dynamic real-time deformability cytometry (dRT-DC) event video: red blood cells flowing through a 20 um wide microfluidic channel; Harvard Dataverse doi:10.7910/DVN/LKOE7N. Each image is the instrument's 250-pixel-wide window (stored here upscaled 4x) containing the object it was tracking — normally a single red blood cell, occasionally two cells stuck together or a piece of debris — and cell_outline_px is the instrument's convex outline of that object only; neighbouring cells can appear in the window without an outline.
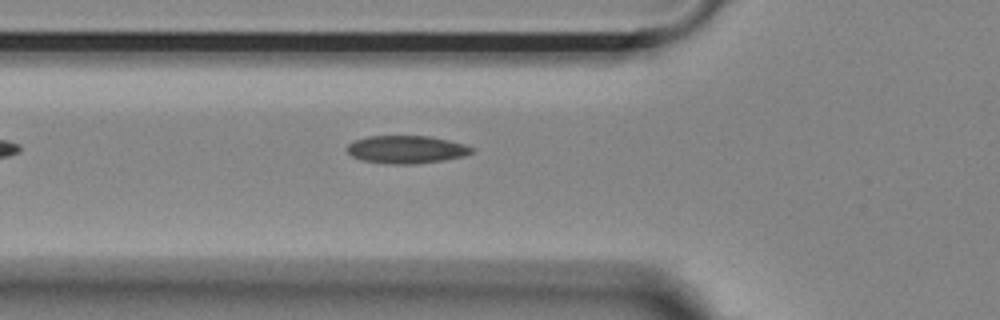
{"species": "Egyptian fruit bat (a non-hibernating species)", "species_latin": "Rousettus aegyptiacus", "temperature_condition": "room temperature", "stored_images_in_passage": 27, "camera_frame_rate_fps": 3000, "um_per_image_px": 0.085, "animal": {"sex": "female"}, "frame": {"image": 1, "passage_image": 2, "time_ms": 0.333, "image_size_px": [1000, 320], "cell_outline_px": [[476, 148], [472, 152], [464, 156], [444, 160], [416, 164], [388, 164], [364, 160], [352, 156], [348, 152], [348, 144], [352, 140], [368, 136], [428, 136], [448, 140], [464, 144]], "centroid_in_image_um": [34.55, 12.7], "position_along_channel_um": 91.2, "area_um2": 20.23}}
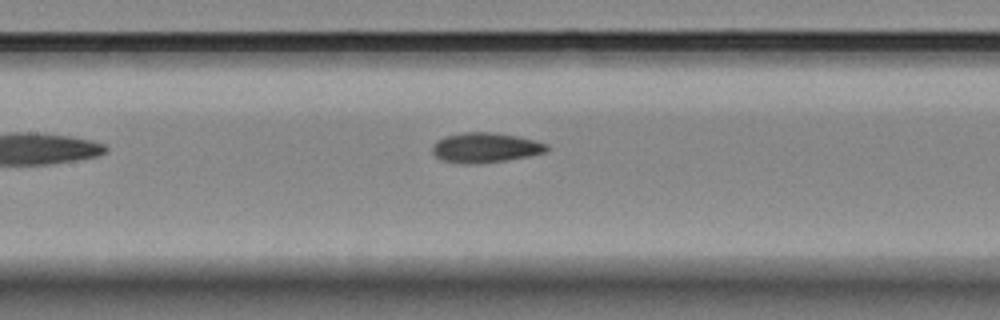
{"frame": {"image": 2, "passage_image": 8, "time_ms": 2.333, "image_size_px": [1000, 320], "cell_outline_px": [[548, 148], [544, 152], [528, 156], [480, 164], [460, 164], [440, 160], [432, 152], [432, 144], [436, 140], [444, 136], [464, 132], [492, 132], [516, 136], [548, 144]], "centroid_in_image_um": [41.17, 12.56], "position_along_channel_um": 166.2, "area_um2": 20.0}}
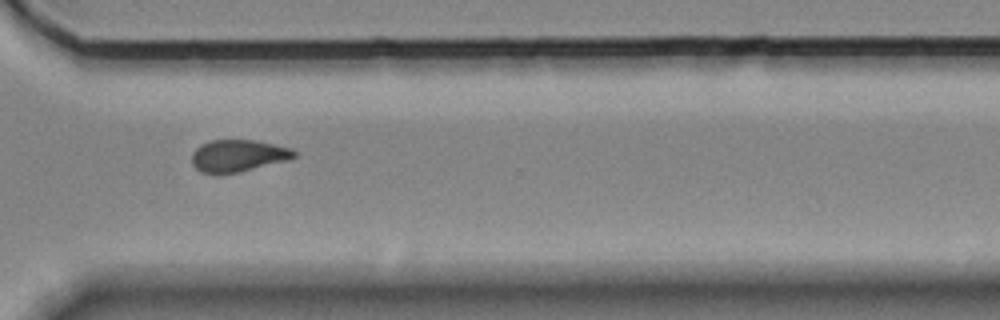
{"frame": {"image": 3, "passage_image": 23, "time_ms": 7.333, "image_size_px": [1000, 320], "cell_outline_px": [[296, 156], [288, 160], [240, 172], [216, 176], [200, 172], [192, 164], [192, 152], [200, 144], [212, 140], [256, 140], [292, 148], [296, 152]], "centroid_in_image_um": [20.2, 13.26], "position_along_channel_um": 350.4, "area_um2": 19.54}}